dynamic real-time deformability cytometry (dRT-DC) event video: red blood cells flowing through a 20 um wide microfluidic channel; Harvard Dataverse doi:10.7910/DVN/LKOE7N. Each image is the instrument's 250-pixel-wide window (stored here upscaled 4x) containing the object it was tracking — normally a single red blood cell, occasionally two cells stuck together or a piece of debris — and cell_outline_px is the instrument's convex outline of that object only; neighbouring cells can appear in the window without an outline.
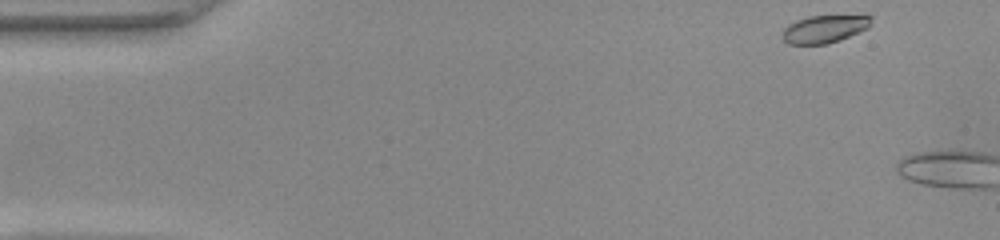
{"species": "common noctule bat (a hibernating species)", "species_latin": "Nyctalus noctula", "temperature_condition": "warm", "stored_images_in_passage": 3, "camera_frame_rate_fps": 3000, "um_per_image_px": 0.085, "animal": {"sex": "female", "body_mass_g": 22.0, "forearm_length_mm": 56.7}, "frame": {"image": 1, "passage_image": 1, "time_ms": 0.0, "image_size_px": [1000, 240], "cell_outline_px": [[872, 20], [868, 28], [840, 40], [828, 44], [788, 44], [784, 40], [784, 28], [788, 24], [796, 20], [808, 16], [872, 16]], "centroid_in_image_um": [70.07, 2.47], "position_along_channel_um": 14.9, "area_um2": 14.16}}